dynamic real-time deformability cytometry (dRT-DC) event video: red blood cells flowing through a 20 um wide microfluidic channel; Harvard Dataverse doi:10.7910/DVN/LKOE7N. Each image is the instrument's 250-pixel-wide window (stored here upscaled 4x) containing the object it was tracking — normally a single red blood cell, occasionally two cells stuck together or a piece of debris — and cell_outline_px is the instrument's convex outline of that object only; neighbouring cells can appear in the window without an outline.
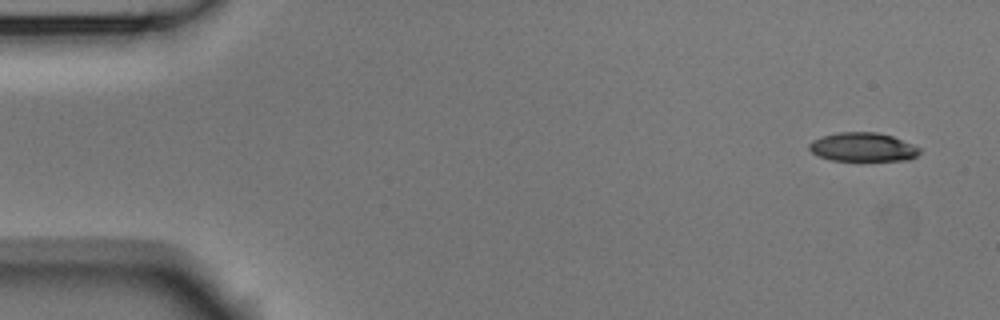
{"species": "Egyptian fruit bat (a non-hibernating species)", "species_latin": "Rousettus aegyptiacus", "temperature_condition": "room temperature", "stored_images_in_passage": 4, "camera_frame_rate_fps": 3000, "um_per_image_px": 0.085, "animal": {"sex": "male"}, "frame": {"image": 1, "passage_image": 1, "time_ms": 0.0, "image_size_px": [1000, 320], "cell_outline_px": [[920, 152], [916, 156], [908, 160], [828, 160], [816, 156], [808, 148], [808, 144], [812, 140], [836, 132], [876, 132], [892, 136], [912, 144], [920, 148]], "centroid_in_image_um": [73.3, 12.5], "position_along_channel_um": 11.7, "area_um2": 18.55}}
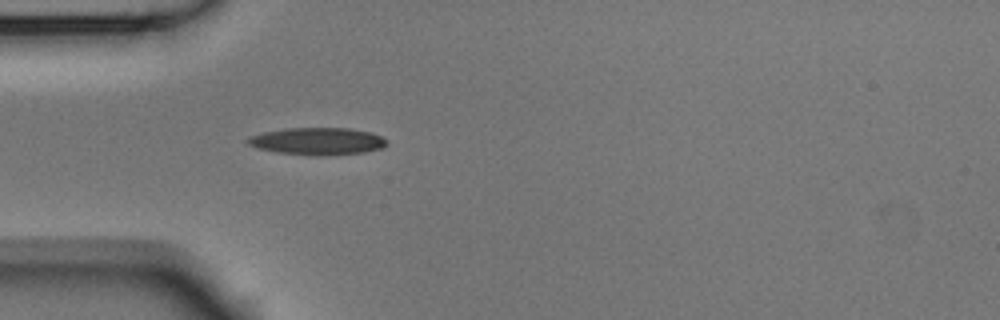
{"frame": {"image": 2, "passage_image": 4, "time_ms": 1.0, "image_size_px": [1000, 320], "cell_outline_px": [[388, 144], [380, 148], [364, 152], [320, 156], [276, 152], [256, 148], [248, 144], [244, 140], [248, 136], [264, 132], [284, 128], [348, 128], [372, 132], [388, 140]], "centroid_in_image_um": [26.95, 12.0], "position_along_channel_um": 58.0, "area_um2": 22.2}}